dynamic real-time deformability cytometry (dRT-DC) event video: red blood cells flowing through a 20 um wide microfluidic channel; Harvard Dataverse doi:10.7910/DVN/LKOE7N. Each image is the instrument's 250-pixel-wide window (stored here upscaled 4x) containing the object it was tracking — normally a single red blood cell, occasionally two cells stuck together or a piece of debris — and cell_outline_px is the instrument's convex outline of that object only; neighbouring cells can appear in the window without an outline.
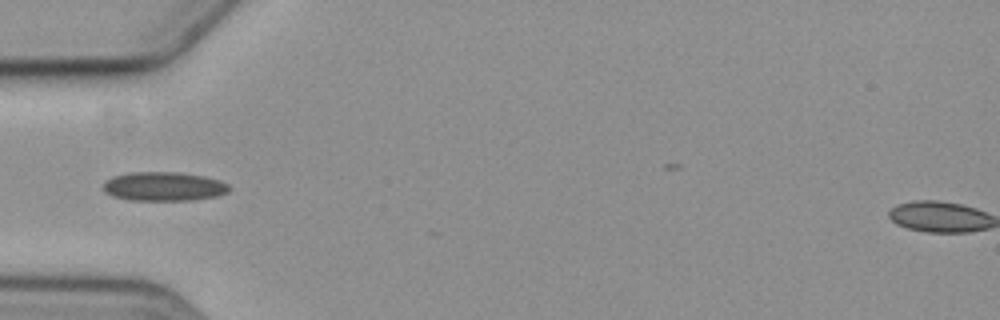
{"species": "common noctule bat (a hibernating species)", "species_latin": "Nyctalus noctula", "temperature_condition": "cold", "stored_images_in_passage": 3, "camera_frame_rate_fps": 3000, "um_per_image_px": 0.085, "animal": {"sex": "female", "body_mass_g": 19.3, "forearm_length_mm": 54.1}, "frame": {"image": 1, "passage_image": 1, "time_ms": 0.0, "image_size_px": [1000, 320], "cell_outline_px": [[232, 188], [228, 192], [216, 196], [192, 200], [128, 200], [112, 196], [104, 192], [104, 184], [112, 176], [132, 172], [176, 172], [204, 176], [220, 180], [228, 184]], "centroid_in_image_um": [13.94, 15.85], "position_along_channel_um": 71.1, "area_um2": 21.33}}
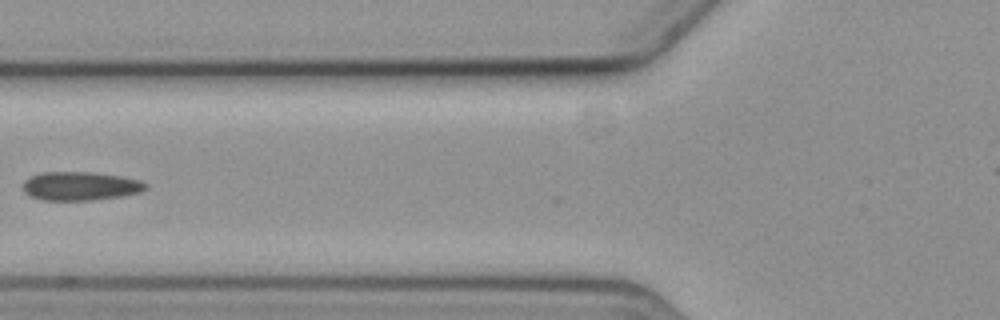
{"frame": {"image": 2, "passage_image": 2, "time_ms": 1.333, "image_size_px": [1000, 320], "cell_outline_px": [[148, 188], [140, 192], [120, 196], [92, 200], [40, 200], [28, 196], [24, 192], [24, 180], [28, 176], [40, 172], [96, 172], [120, 176], [140, 180], [148, 184]], "centroid_in_image_um": [6.8, 15.81], "position_along_channel_um": 119.0, "area_um2": 20.75}}
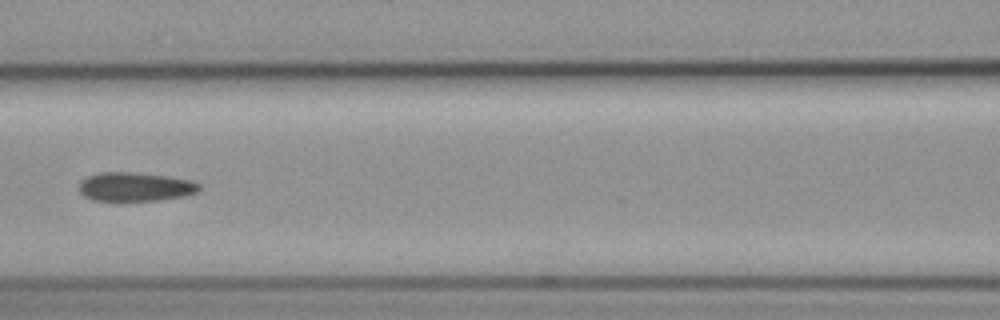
{"frame": {"image": 3, "passage_image": 3, "time_ms": 2.333, "image_size_px": [1000, 320], "cell_outline_px": [[200, 192], [184, 196], [156, 200], [116, 204], [92, 200], [84, 196], [80, 192], [80, 184], [88, 176], [100, 172], [132, 172], [168, 176], [192, 180], [200, 184]], "centroid_in_image_um": [11.49, 15.92], "position_along_channel_um": 155.1, "area_um2": 21.04}}